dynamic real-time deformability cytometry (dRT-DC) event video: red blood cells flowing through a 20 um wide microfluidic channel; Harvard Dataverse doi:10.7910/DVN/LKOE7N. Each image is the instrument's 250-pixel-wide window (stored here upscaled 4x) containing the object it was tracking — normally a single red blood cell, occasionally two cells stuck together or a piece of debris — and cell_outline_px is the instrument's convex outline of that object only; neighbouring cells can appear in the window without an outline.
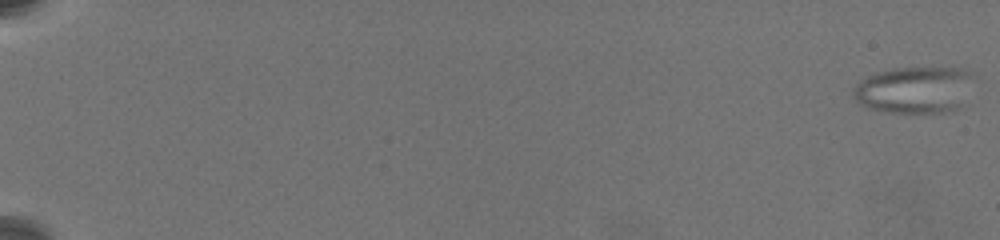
{"species": "common noctule bat (a hibernating species)", "species_latin": "Nyctalus noctula", "temperature_condition": "warm", "stored_images_in_passage": 22, "camera_frame_rate_fps": 3000, "um_per_image_px": 0.085, "animal": {"sex": "female", "body_mass_g": 19.5, "forearm_length_mm": 54.1}, "frame": {"image": 1, "passage_image": 1, "time_ms": 0.0, "image_size_px": [1000, 240], "cell_outline_px": [[976, 72], [956, 108], [952, 112], [880, 112], [868, 108], [860, 104], [856, 100], [852, 92], [856, 84], [860, 80], [876, 72], [892, 68], [960, 68]], "centroid_in_image_um": [77.66, 7.62], "position_along_channel_um": 7.3, "area_um2": 32.54}}